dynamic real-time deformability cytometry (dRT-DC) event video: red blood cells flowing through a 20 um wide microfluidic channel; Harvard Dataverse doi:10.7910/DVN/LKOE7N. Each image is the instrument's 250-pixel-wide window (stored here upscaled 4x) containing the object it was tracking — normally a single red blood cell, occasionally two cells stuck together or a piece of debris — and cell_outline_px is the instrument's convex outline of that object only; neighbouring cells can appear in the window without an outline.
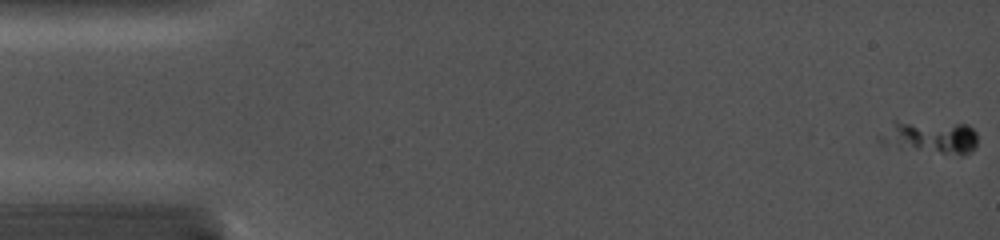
{"species": "common noctule bat (a hibernating species)", "species_latin": "Nyctalus noctula", "temperature_condition": "cold", "stored_images_in_passage": 31, "camera_frame_rate_fps": 5000, "um_per_image_px": 0.085, "animal": {"sex": "female", "body_mass_g": 19.0, "forearm_length_mm": 56.7}, "frame": {"image": 1, "passage_image": 1, "time_ms": 0.0, "image_size_px": [1000, 240], "cell_outline_px": [[976, 148], [972, 152], [964, 156], [960, 156], [880, 144], [876, 140], [876, 136], [892, 120], [896, 120], [968, 124], [976, 132]], "centroid_in_image_um": [79.03, 11.63], "position_along_channel_um": 6.0, "area_um2": 19.42}}
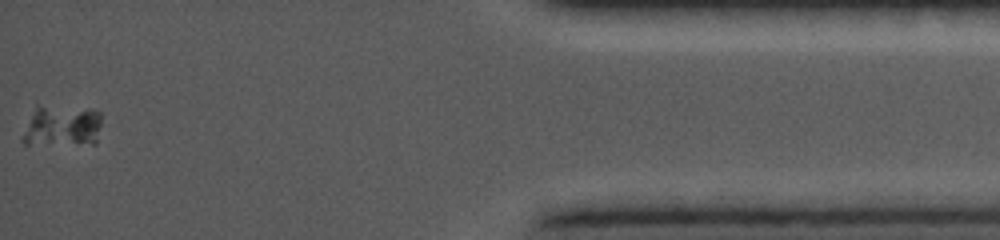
{"frame": {"image": 2, "passage_image": 31, "time_ms": 15.8, "image_size_px": [1000, 240], "cell_outline_px": [[100, 124], [96, 144], [24, 144], [20, 140], [20, 136], [36, 100], [88, 108], [100, 112]], "centroid_in_image_um": [5.17, 10.61], "position_along_channel_um": 430.0, "area_um2": 20.63}}